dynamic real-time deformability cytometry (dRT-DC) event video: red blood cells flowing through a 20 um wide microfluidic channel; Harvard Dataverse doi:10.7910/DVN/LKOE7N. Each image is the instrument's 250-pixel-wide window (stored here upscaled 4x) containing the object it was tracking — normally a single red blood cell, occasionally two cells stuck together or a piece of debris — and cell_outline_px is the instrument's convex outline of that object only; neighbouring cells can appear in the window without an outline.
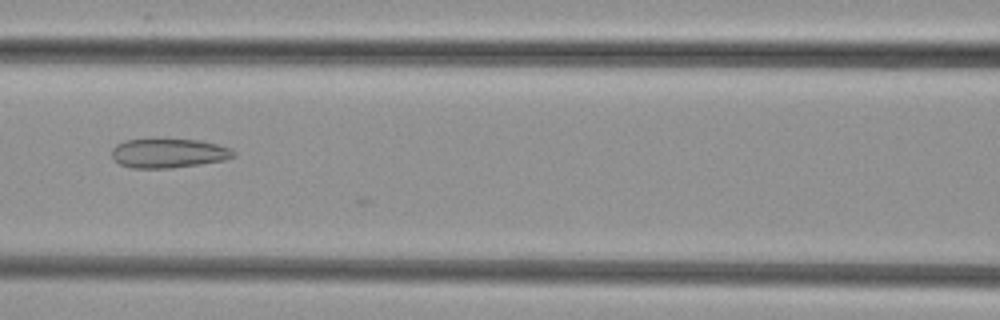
{"species": "common noctule bat (a hibernating species)", "species_latin": "Nyctalus noctula", "temperature_condition": "cold", "stored_images_in_passage": 39, "camera_frame_rate_fps": 3000, "um_per_image_px": 0.085, "animal": {"sex": "female", "body_mass_g": 29.2, "forearm_length_mm": 56.3}, "frame": {"image": 1, "passage_image": 21, "time_ms": 6.667, "image_size_px": [1000, 320], "cell_outline_px": [[236, 156], [224, 160], [200, 164], [172, 168], [132, 168], [120, 164], [112, 156], [112, 148], [116, 144], [124, 140], [152, 136], [200, 140], [216, 144], [228, 148], [236, 152]], "centroid_in_image_um": [14.29, 12.97], "position_along_channel_um": 152.3, "area_um2": 21.62}}
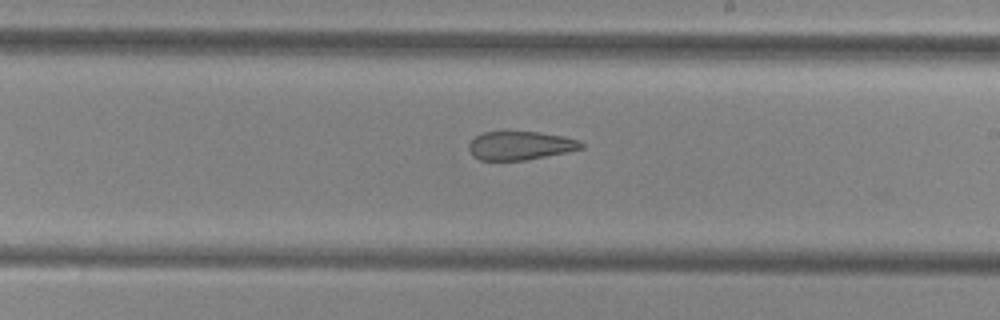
{"frame": {"image": 2, "passage_image": 28, "time_ms": 9.0, "image_size_px": [1000, 320], "cell_outline_px": [[584, 148], [568, 152], [524, 160], [480, 160], [472, 156], [468, 148], [468, 144], [476, 136], [484, 132], [540, 132], [564, 136], [580, 140], [584, 144]], "centroid_in_image_um": [44.25, 12.37], "position_along_channel_um": 244.8, "area_um2": 18.79}}
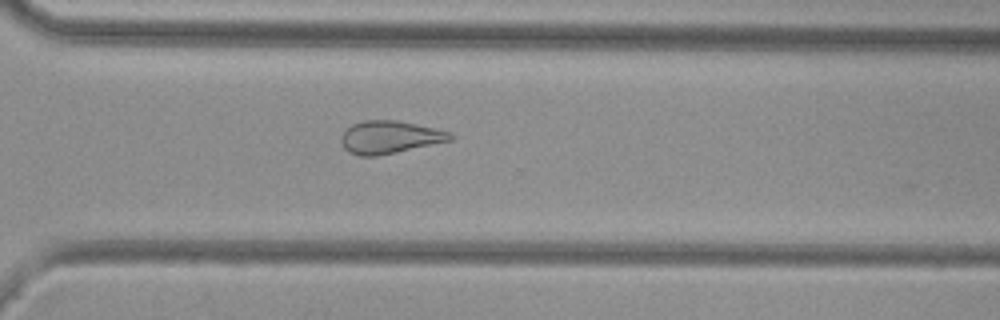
{"frame": {"image": 3, "passage_image": 35, "time_ms": 11.333, "image_size_px": [1000, 320], "cell_outline_px": [[456, 136], [452, 140], [396, 152], [376, 156], [360, 156], [348, 152], [344, 148], [340, 140], [340, 136], [352, 124], [364, 120], [396, 120], [416, 124], [452, 132]], "centroid_in_image_um": [33.13, 11.66], "position_along_channel_um": 337.5, "area_um2": 20.81}}